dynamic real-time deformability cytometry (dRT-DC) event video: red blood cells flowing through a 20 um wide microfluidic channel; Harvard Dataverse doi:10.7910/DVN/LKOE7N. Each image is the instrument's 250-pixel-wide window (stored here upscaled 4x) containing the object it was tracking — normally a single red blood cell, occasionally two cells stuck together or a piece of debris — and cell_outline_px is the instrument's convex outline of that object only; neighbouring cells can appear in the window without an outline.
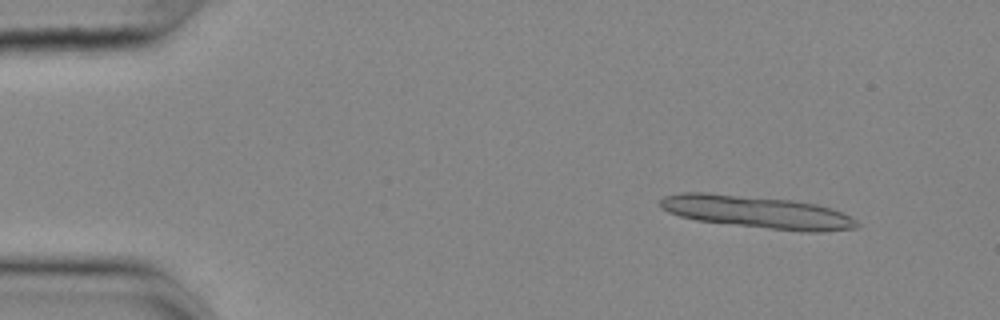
{"species": "common noctule bat (a hibernating species)", "species_latin": "Nyctalus noctula", "temperature_condition": "cold", "stored_images_in_passage": 37, "segment_of_instrument_passage": [1, 2], "camera_frame_rate_fps": 3000, "um_per_image_px": 0.085, "animal": {"sex": "female", "body_mass_g": 25.1}, "frame": {"image": 1, "passage_image": 2, "time_ms": 0.333, "image_size_px": [1000, 320], "cell_outline_px": [[860, 224], [856, 228], [820, 232], [800, 232], [696, 220], [680, 216], [668, 212], [660, 208], [656, 204], [664, 196], [680, 192], [708, 192], [792, 200], [816, 204], [840, 212], [856, 220]], "centroid_in_image_um": [64.29, 18.02], "position_along_channel_um": 20.7, "area_um2": 37.28}}